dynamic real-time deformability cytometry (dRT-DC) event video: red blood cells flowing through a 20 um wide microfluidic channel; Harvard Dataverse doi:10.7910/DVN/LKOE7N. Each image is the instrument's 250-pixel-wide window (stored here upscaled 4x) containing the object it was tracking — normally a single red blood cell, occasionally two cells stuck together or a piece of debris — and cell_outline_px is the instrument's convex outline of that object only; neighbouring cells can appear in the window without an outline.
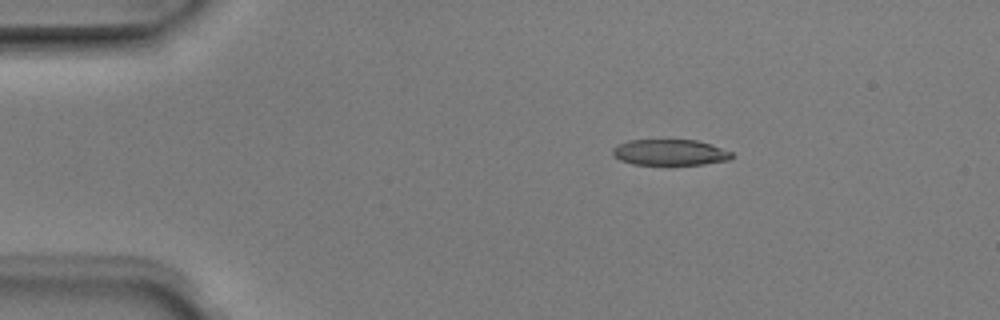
{"species": "Egyptian fruit bat (a non-hibernating species)", "species_latin": "Rousettus aegyptiacus", "temperature_condition": "room temperature", "stored_images_in_passage": 5, "camera_frame_rate_fps": 3000, "um_per_image_px": 0.085, "animal": {"sex": "male"}, "frame": {"image": 1, "passage_image": 2, "time_ms": 0.333, "image_size_px": [1000, 320], "cell_outline_px": [[736, 156], [728, 160], [704, 164], [632, 164], [620, 160], [612, 156], [612, 148], [616, 144], [628, 140], [696, 140], [712, 144], [732, 152]], "centroid_in_image_um": [56.93, 12.94], "position_along_channel_um": 28.1, "area_um2": 18.15}}
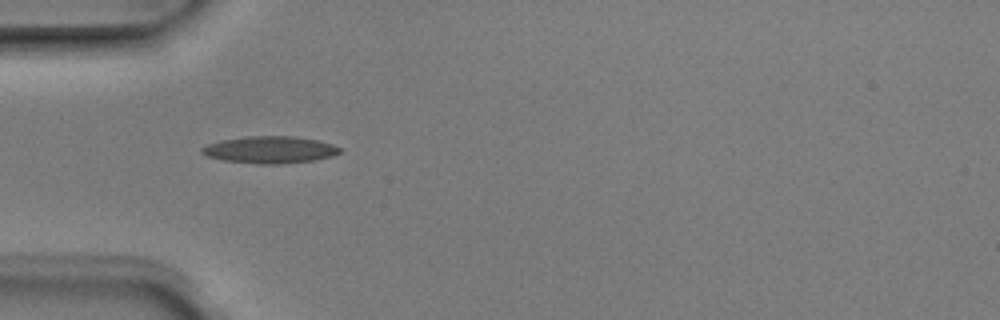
{"frame": {"image": 2, "passage_image": 4, "time_ms": 1.0, "image_size_px": [1000, 320], "cell_outline_px": [[340, 152], [332, 156], [312, 160], [280, 164], [260, 164], [224, 160], [208, 156], [200, 152], [200, 148], [208, 144], [224, 140], [248, 136], [292, 136], [316, 140], [332, 144], [340, 148]], "centroid_in_image_um": [22.93, 12.73], "position_along_channel_um": 62.1, "area_um2": 21.39}}
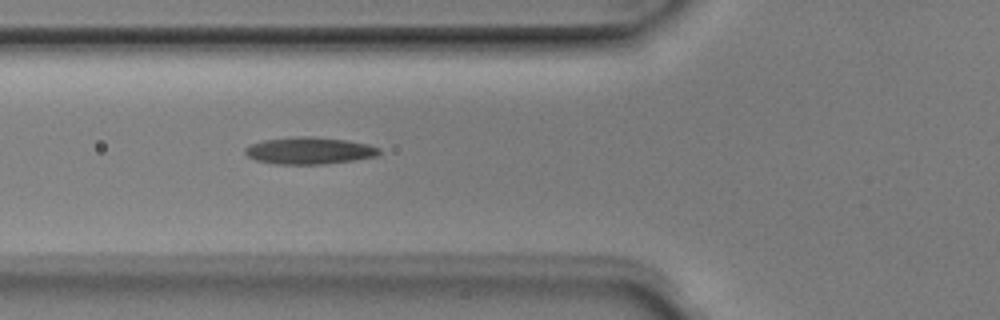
{"frame": {"image": 3, "passage_image": 5, "time_ms": 1.333, "image_size_px": [1000, 320], "cell_outline_px": [[380, 152], [376, 156], [352, 160], [324, 164], [276, 164], [256, 160], [248, 156], [244, 152], [244, 148], [252, 144], [264, 140], [296, 136], [312, 136], [344, 140], [368, 144], [380, 148]], "centroid_in_image_um": [26.27, 12.8], "position_along_channel_um": 99.5, "area_um2": 20.92}}